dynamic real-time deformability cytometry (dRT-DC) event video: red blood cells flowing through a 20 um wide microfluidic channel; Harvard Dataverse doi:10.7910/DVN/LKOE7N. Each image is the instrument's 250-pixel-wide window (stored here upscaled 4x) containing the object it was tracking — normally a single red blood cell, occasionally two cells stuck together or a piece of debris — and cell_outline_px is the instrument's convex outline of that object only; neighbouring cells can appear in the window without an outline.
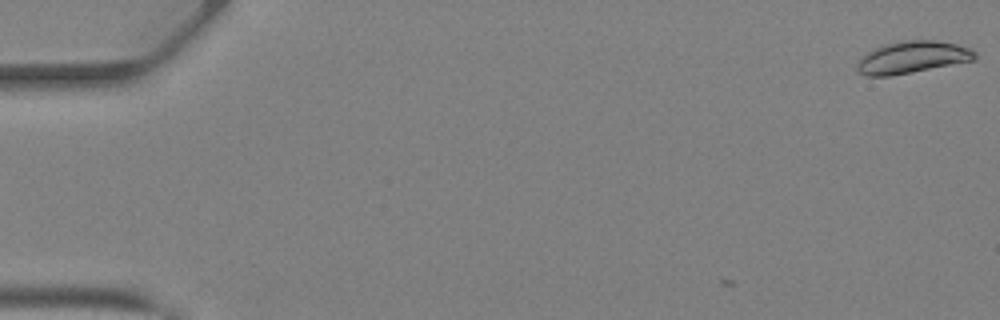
{"species": "Egyptian fruit bat (a non-hibernating species)", "species_latin": "Rousettus aegyptiacus", "temperature_condition": "warm", "stored_images_in_passage": 3, "camera_frame_rate_fps": 3000, "um_per_image_px": 0.085, "animal": {"sex": "female"}, "frame": {"image": 1, "passage_image": 3, "time_ms": 0.667, "image_size_px": [1000, 320], "cell_outline_px": [[976, 60], [912, 72], [888, 76], [864, 76], [856, 72], [856, 64], [860, 56], [884, 44], [896, 40], [936, 40], [956, 44], [968, 48], [976, 52]], "centroid_in_image_um": [77.49, 4.87], "position_along_channel_um": 7.5, "area_um2": 22.25}}